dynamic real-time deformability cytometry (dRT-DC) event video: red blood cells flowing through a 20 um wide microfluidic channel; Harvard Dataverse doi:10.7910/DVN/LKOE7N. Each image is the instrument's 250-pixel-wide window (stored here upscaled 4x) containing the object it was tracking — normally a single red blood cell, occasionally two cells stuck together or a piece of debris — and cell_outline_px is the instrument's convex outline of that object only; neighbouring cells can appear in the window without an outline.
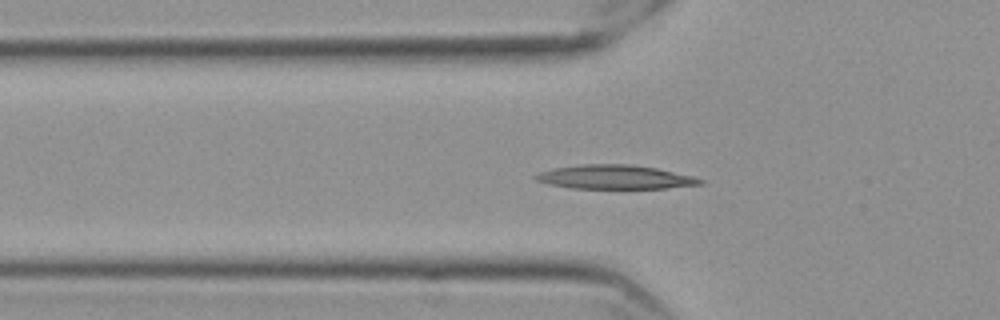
{"species": "Egyptian fruit bat (a non-hibernating species)", "species_latin": "Rousettus aegyptiacus", "temperature_condition": "cold", "stored_images_in_passage": 59, "camera_frame_rate_fps": 3000, "um_per_image_px": 0.085, "frame": {"image": 1, "passage_image": 20, "time_ms": 6.333, "image_size_px": [1000, 320], "cell_outline_px": [[704, 184], [668, 188], [572, 188], [548, 184], [536, 180], [532, 176], [540, 172], [552, 168], [580, 164], [632, 164], [656, 168], [692, 176], [704, 180]], "centroid_in_image_um": [52.25, 15.04], "position_along_channel_um": 73.5, "area_um2": 23.0}}
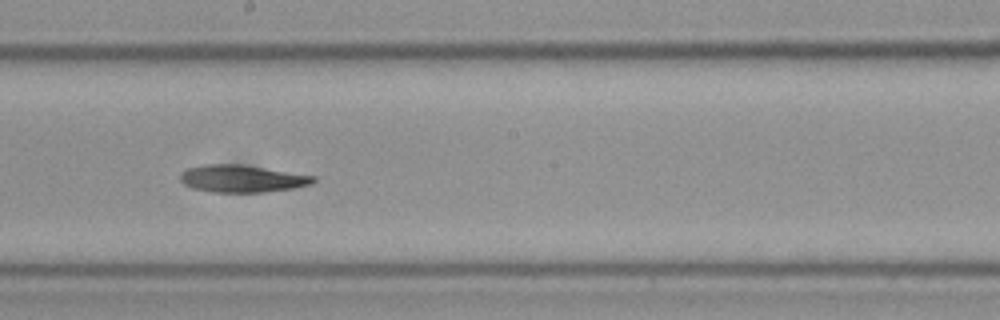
{"frame": {"image": 2, "passage_image": 33, "time_ms": 10.667, "image_size_px": [1000, 320], "cell_outline_px": [[316, 180], [312, 184], [292, 188], [264, 192], [212, 192], [192, 188], [184, 184], [180, 180], [180, 172], [188, 168], [204, 164], [240, 164], [316, 176]], "centroid_in_image_um": [20.55, 15.18], "position_along_channel_um": 227.7, "area_um2": 21.15}}
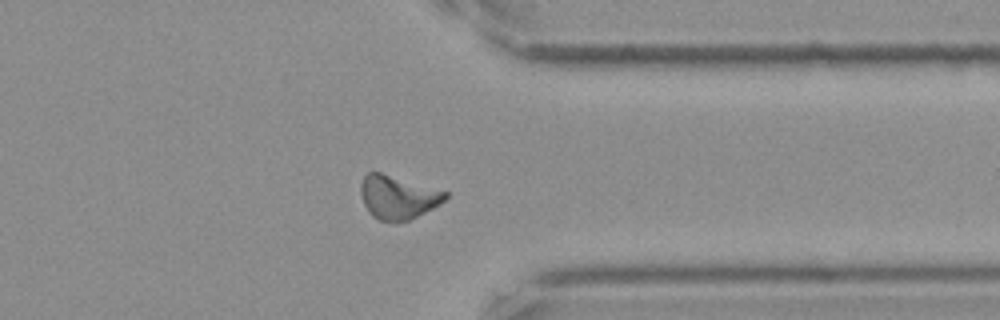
{"frame": {"image": 3, "passage_image": 46, "time_ms": 15.0, "image_size_px": [1000, 320], "cell_outline_px": [[448, 196], [440, 204], [408, 220], [396, 224], [380, 220], [372, 216], [368, 212], [364, 204], [360, 192], [360, 184], [364, 176], [368, 172], [380, 172], [448, 192]], "centroid_in_image_um": [33.78, 16.78], "position_along_channel_um": 377.6, "area_um2": 21.44}}